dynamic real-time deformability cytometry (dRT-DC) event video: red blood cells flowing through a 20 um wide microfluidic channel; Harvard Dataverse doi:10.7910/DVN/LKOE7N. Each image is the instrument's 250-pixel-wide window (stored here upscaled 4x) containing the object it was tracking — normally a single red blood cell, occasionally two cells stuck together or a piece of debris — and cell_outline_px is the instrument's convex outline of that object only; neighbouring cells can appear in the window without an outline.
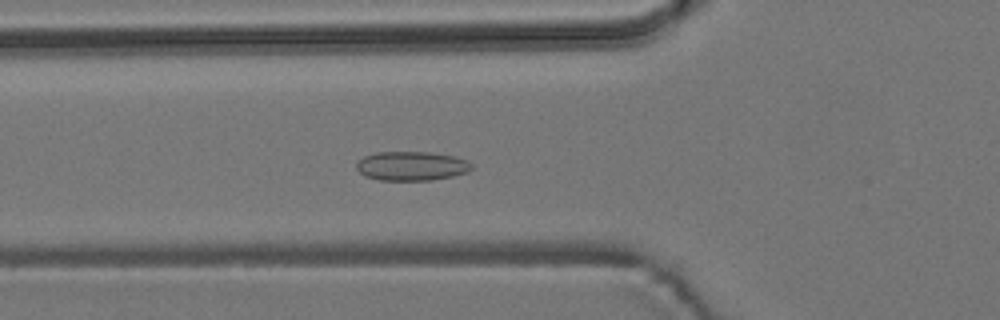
{"species": "common noctule bat (a hibernating species)", "species_latin": "Nyctalus noctula", "temperature_condition": "room temperature", "stored_images_in_passage": 56, "camera_frame_rate_fps": 3000, "um_per_image_px": 0.085, "animal": {"sex": "male", "body_mass_g": 19.2, "forearm_length_mm": 51.8}, "frame": {"image": 1, "passage_image": 20, "time_ms": 6.333, "image_size_px": [1000, 320], "cell_outline_px": [[472, 168], [468, 172], [452, 176], [432, 180], [380, 180], [364, 176], [356, 168], [356, 164], [364, 156], [376, 152], [428, 152], [456, 156], [468, 160], [472, 164]], "centroid_in_image_um": [35.0, 14.11], "position_along_channel_um": 90.8, "area_um2": 19.65}}
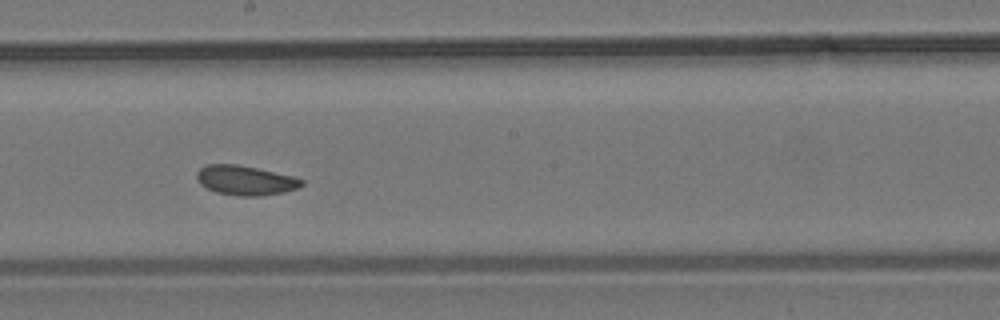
{"frame": {"image": 2, "passage_image": 31, "time_ms": 10.0, "image_size_px": [1000, 320], "cell_outline_px": [[304, 184], [296, 188], [284, 192], [260, 196], [240, 196], [216, 192], [200, 184], [196, 176], [196, 172], [200, 168], [208, 164], [236, 164], [256, 168], [292, 176], [304, 180]], "centroid_in_image_um": [20.84, 15.33], "position_along_channel_um": 227.4, "area_um2": 17.92}}
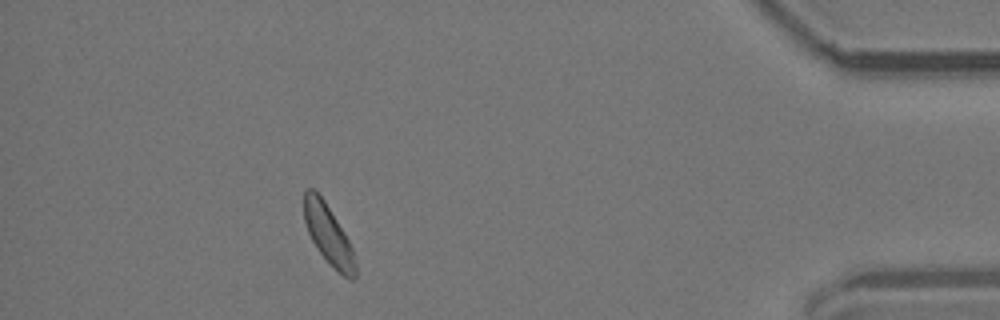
{"frame": {"image": 3, "passage_image": 50, "time_ms": 16.333, "image_size_px": [1000, 320], "cell_outline_px": [[356, 276], [352, 280], [348, 280], [320, 252], [312, 240], [308, 232], [304, 220], [304, 192], [308, 188], [312, 188], [324, 200], [344, 232], [352, 248], [356, 264]], "centroid_in_image_um": [27.91, 19.93], "position_along_channel_um": 407.3, "area_um2": 17.28}, "authors_computed_cell_mechanics": {"area_um2": 18.6116, "velocity_mm_per_s": 3.7154, "shape_relaxation_time_tau1_ms": 5.345, "shape_relaxation_time_tau2_ms": 2.9099, "deformation_change_tau1": 0.0541, "deformation_change_tau2": 0.0731}}